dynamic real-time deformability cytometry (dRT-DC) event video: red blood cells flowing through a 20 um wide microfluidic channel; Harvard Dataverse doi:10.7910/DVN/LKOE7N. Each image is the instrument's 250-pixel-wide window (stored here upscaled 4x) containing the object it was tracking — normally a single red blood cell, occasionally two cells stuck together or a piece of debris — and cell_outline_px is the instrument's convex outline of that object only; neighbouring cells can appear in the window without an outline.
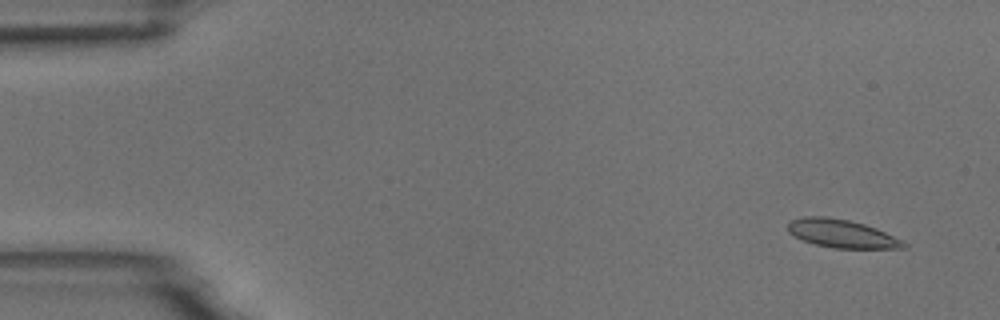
{"species": "common noctule bat (a hibernating species)", "species_latin": "Nyctalus noctula", "temperature_condition": "room temperature", "stored_images_in_passage": 55, "camera_frame_rate_fps": 3000, "um_per_image_px": 0.085, "animal": {"sex": "male", "body_mass_g": 18.8}, "frame": {"image": 1, "passage_image": 4, "time_ms": 1.0, "image_size_px": [1000, 320], "cell_outline_px": [[908, 248], [832, 248], [816, 244], [804, 240], [788, 232], [788, 220], [804, 216], [824, 216], [848, 220], [864, 224], [876, 228], [904, 240], [908, 244]], "centroid_in_image_um": [71.58, 19.85], "position_along_channel_um": 13.4, "area_um2": 19.07}}
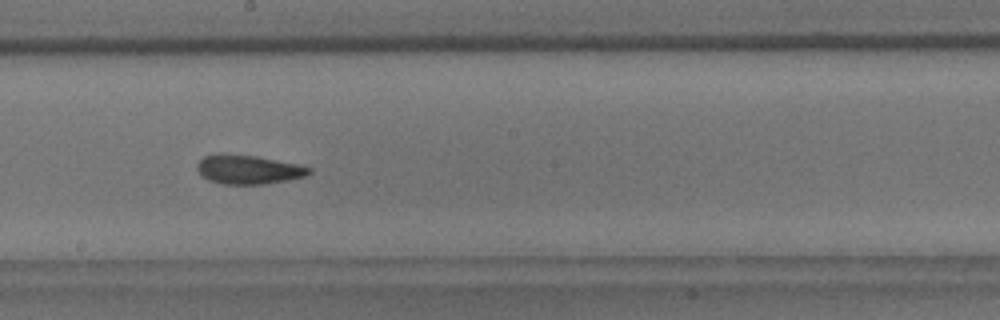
{"frame": {"image": 2, "passage_image": 31, "time_ms": 10.0, "image_size_px": [1000, 320], "cell_outline_px": [[312, 172], [308, 176], [288, 180], [264, 184], [220, 184], [208, 180], [200, 176], [196, 168], [196, 164], [204, 156], [220, 152], [256, 156], [296, 164], [312, 168]], "centroid_in_image_um": [21.06, 14.4], "position_along_channel_um": 227.1, "area_um2": 19.31}}
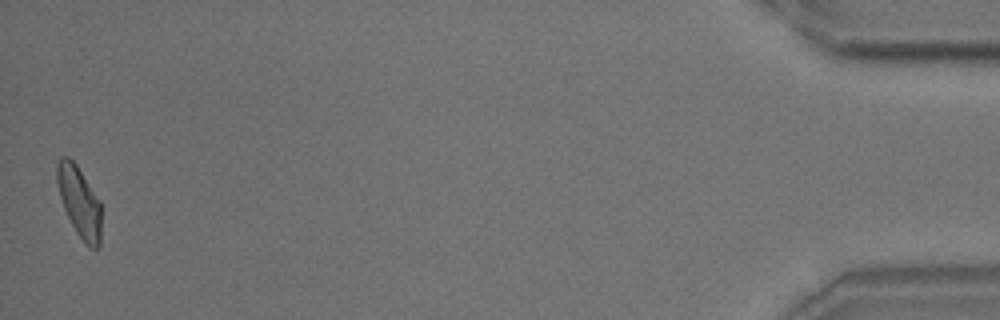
{"frame": {"image": 3, "passage_image": 55, "time_ms": 18.0, "image_size_px": [1000, 320], "cell_outline_px": [[100, 248], [92, 248], [84, 244], [76, 232], [64, 208], [60, 196], [56, 180], [56, 164], [60, 156], [68, 156], [76, 164], [100, 200]], "centroid_in_image_um": [6.73, 17.13], "position_along_channel_um": 428.5, "area_um2": 18.21}, "authors_computed_cell_mechanics": {"area_um2": 18.7272, "velocity_mm_per_s": 3.6702, "shape_relaxation_time_tau1_ms": 9.3008, "shape_relaxation_time_tau2_ms": 1.5101, "deformation_change_tau1": 0.2018, "deformation_change_tau2": 0.0799}}